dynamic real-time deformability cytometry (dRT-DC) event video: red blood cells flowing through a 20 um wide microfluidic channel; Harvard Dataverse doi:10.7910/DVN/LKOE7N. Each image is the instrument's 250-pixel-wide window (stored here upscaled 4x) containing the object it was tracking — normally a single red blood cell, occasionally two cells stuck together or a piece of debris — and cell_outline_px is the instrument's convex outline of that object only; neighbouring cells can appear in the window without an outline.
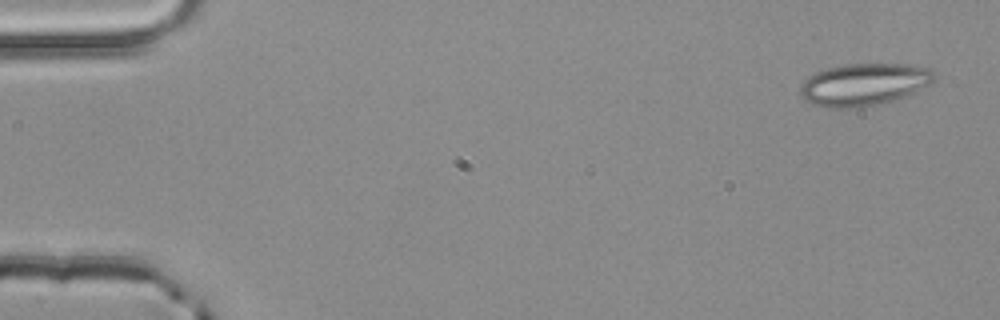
{"species": "common noctule bat (a hibernating species)", "species_latin": "Nyctalus noctula", "temperature_condition": "room temperature", "stored_images_in_passage": 3, "camera_frame_rate_fps": 3000, "um_per_image_px": 0.085, "animal": {"sex": "male", "body_mass_g": 20.4}, "frame": {"image": 1, "passage_image": 1, "time_ms": 0.0, "image_size_px": [1000, 320], "cell_outline_px": [[936, 80], [904, 96], [880, 104], [860, 108], [828, 108], [812, 104], [800, 96], [800, 88], [804, 80], [808, 76], [816, 72], [828, 68], [844, 64], [908, 64], [932, 68], [936, 76]], "centroid_in_image_um": [73.42, 7.18], "position_along_channel_um": 11.6, "area_um2": 33.12}}